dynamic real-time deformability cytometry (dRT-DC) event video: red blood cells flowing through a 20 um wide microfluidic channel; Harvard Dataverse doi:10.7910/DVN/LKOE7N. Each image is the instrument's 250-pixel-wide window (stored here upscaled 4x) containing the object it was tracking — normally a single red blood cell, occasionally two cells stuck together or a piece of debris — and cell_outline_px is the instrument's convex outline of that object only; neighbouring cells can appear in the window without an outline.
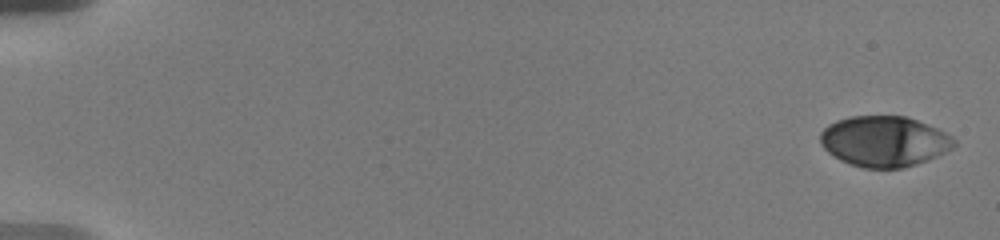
{"species": "human", "species_latin": "Homo sapiens", "temperature_condition": "warm", "stored_images_in_passage": 5, "camera_frame_rate_fps": 3000, "um_per_image_px": 0.085, "donor": {"sex": "male"}, "frame": {"image": 1, "passage_image": 1, "time_ms": 0.0, "image_size_px": [1000, 240], "cell_outline_px": [[956, 144], [952, 148], [936, 156], [916, 164], [900, 168], [864, 168], [848, 164], [840, 160], [828, 152], [820, 144], [820, 132], [828, 124], [836, 120], [852, 116], [908, 116], [936, 128], [952, 136], [956, 140]], "centroid_in_image_um": [75.13, 12.01], "position_along_channel_um": 9.9, "area_um2": 39.48}}